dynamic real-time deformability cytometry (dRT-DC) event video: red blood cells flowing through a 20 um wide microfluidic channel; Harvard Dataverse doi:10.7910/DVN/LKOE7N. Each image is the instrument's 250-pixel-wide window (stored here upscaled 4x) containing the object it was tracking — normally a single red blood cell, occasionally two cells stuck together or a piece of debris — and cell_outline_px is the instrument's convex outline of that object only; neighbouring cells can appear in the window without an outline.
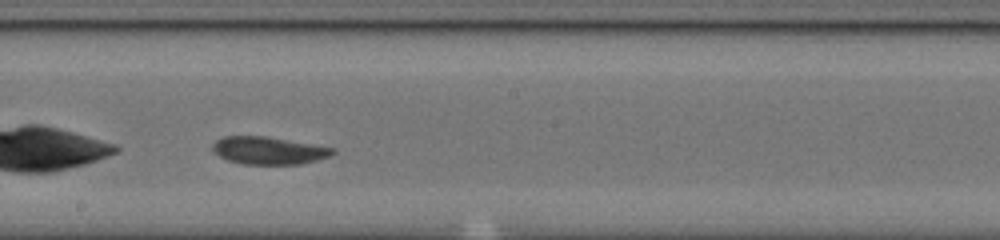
{"species": "common noctule bat (a hibernating species)", "species_latin": "Nyctalus noctula", "temperature_condition": "cold", "stored_images_in_passage": 34, "camera_frame_rate_fps": 3000, "um_per_image_px": 0.085, "animal": {"sex": "male", "body_mass_g": 20.0, "forearm_length_mm": 53.3}, "frame": {"image": 1, "passage_image": 15, "time_ms": 4.667, "image_size_px": [1000, 240], "cell_outline_px": [[336, 152], [328, 156], [316, 160], [300, 164], [244, 164], [228, 160], [220, 156], [212, 148], [212, 144], [216, 140], [224, 136], [264, 136], [332, 148]], "centroid_in_image_um": [22.79, 12.79], "position_along_channel_um": 225.4, "area_um2": 18.84}, "authors_computed_cell_mechanics": {"area_um2": 18.9873, "velocity_mm_per_s": 3.7364, "shape_relaxation_time_tau1_ms": 4.6618, "shape_relaxation_time_tau2_ms": 3.2799, "deformation_change_tau1": 0.147, "deformation_change_tau2": 0.0649}}